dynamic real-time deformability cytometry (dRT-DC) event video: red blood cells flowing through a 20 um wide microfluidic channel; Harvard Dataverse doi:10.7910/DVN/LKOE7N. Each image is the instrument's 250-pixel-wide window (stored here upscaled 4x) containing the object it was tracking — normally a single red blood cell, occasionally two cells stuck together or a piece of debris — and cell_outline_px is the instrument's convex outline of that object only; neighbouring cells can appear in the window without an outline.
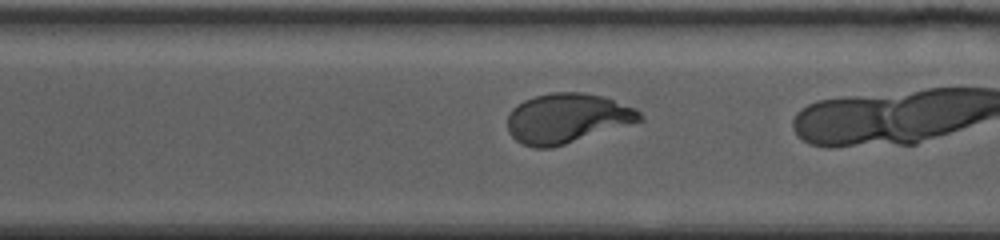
{"species": "human", "species_latin": "Homo sapiens", "temperature_condition": "warm", "stored_images_in_passage": 24, "camera_frame_rate_fps": 3000, "um_per_image_px": 0.085, "donor": {"sex": "female"}, "frame": {"image": 1, "passage_image": 20, "time_ms": 10.0, "image_size_px": [1000, 240], "cell_outline_px": [[644, 120], [552, 148], [536, 148], [524, 144], [516, 140], [508, 132], [508, 116], [512, 108], [516, 104], [524, 100], [536, 96], [552, 92], [580, 92], [600, 96], [636, 108], [644, 116]], "centroid_in_image_um": [48.19, 10.06], "position_along_channel_um": 322.4, "area_um2": 38.15}}
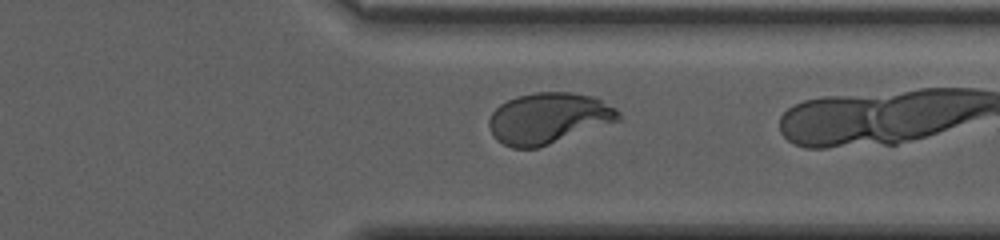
{"frame": {"image": 2, "passage_image": 22, "time_ms": 11.333, "image_size_px": [1000, 240], "cell_outline_px": [[620, 120], [536, 148], [512, 148], [496, 140], [492, 136], [488, 124], [488, 120], [492, 112], [500, 104], [516, 96], [536, 92], [572, 92], [592, 96], [616, 108], [620, 112]], "centroid_in_image_um": [46.58, 10.04], "position_along_channel_um": 364.8, "area_um2": 38.26}}